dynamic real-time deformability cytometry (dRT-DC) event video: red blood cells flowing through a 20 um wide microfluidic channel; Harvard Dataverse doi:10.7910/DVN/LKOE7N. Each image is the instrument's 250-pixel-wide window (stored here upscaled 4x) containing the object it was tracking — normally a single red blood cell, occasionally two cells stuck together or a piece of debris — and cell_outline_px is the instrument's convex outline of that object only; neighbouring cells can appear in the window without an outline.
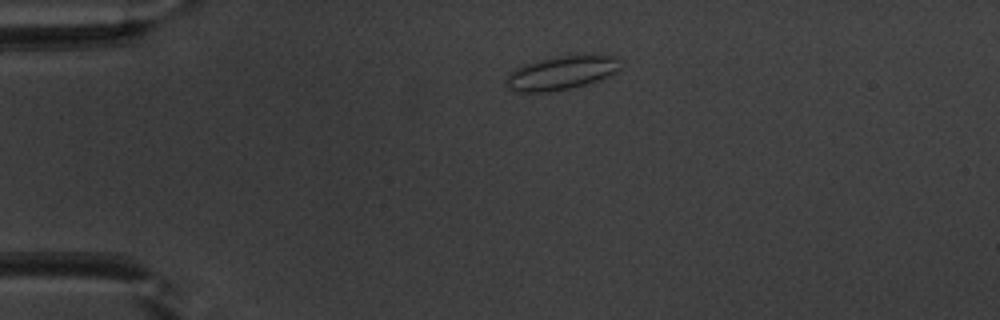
{"species": "common noctule bat (a hibernating species)", "species_latin": "Nyctalus noctula", "temperature_condition": "warm", "stored_images_in_passage": 34, "camera_frame_rate_fps": 3000, "um_per_image_px": 0.085, "animal": {"sex": "male", "body_mass_g": 20.1, "forearm_length_mm": 53.5}, "frame": {"image": 1, "passage_image": 1, "time_ms": 0.0, "image_size_px": [1000, 320], "cell_outline_px": [[620, 68], [616, 72], [608, 76], [588, 84], [572, 88], [544, 92], [512, 92], [504, 84], [508, 76], [516, 68], [524, 64], [556, 56], [616, 56]], "centroid_in_image_um": [47.66, 6.22], "position_along_channel_um": 37.3, "area_um2": 22.14}}
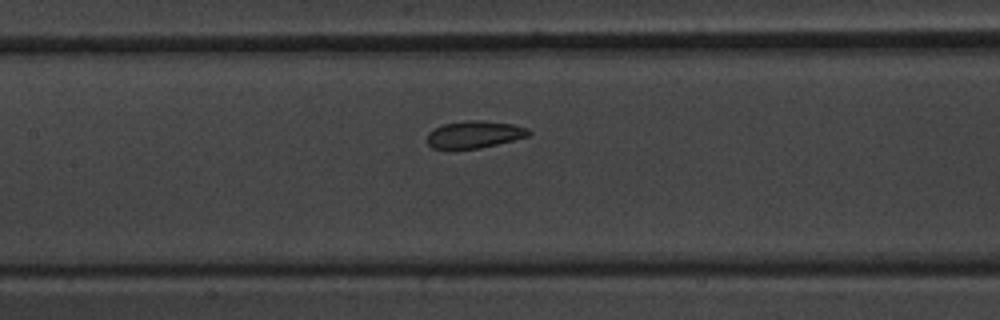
{"frame": {"image": 2, "passage_image": 14, "time_ms": 4.333, "image_size_px": [1000, 320], "cell_outline_px": [[532, 132], [528, 136], [480, 148], [432, 148], [428, 144], [428, 132], [444, 124], [464, 120], [480, 120], [512, 124], [528, 128]], "centroid_in_image_um": [40.34, 11.41], "position_along_channel_um": 167.1, "area_um2": 15.84}}
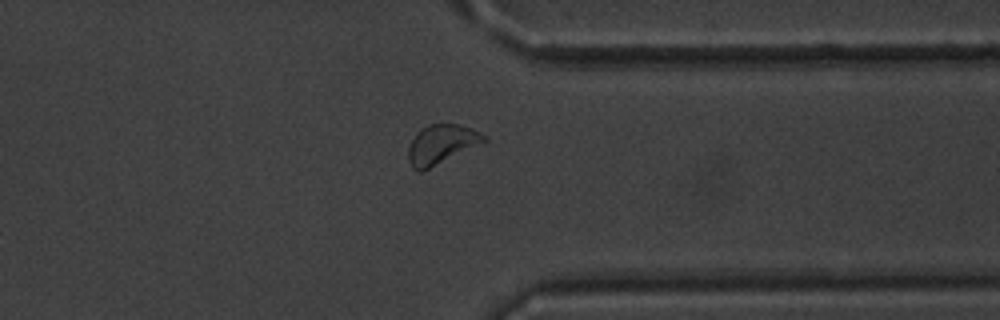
{"frame": {"image": 3, "passage_image": 30, "time_ms": 9.667, "image_size_px": [1000, 320], "cell_outline_px": [[488, 140], [420, 172], [412, 168], [408, 160], [408, 148], [416, 132], [428, 124], [460, 124], [472, 128], [488, 136]], "centroid_in_image_um": [37.51, 12.24], "position_along_channel_um": 373.9, "area_um2": 17.17}, "authors_computed_cell_mechanics": {"area_um2": 16.5886, "velocity_mm_per_s": 3.9211, "shape_relaxation_time_tau1_ms": null, "shape_relaxation_time_tau2_ms": 3.2539, "deformation_change_tau1": null, "deformation_change_tau2": 0.0826}}